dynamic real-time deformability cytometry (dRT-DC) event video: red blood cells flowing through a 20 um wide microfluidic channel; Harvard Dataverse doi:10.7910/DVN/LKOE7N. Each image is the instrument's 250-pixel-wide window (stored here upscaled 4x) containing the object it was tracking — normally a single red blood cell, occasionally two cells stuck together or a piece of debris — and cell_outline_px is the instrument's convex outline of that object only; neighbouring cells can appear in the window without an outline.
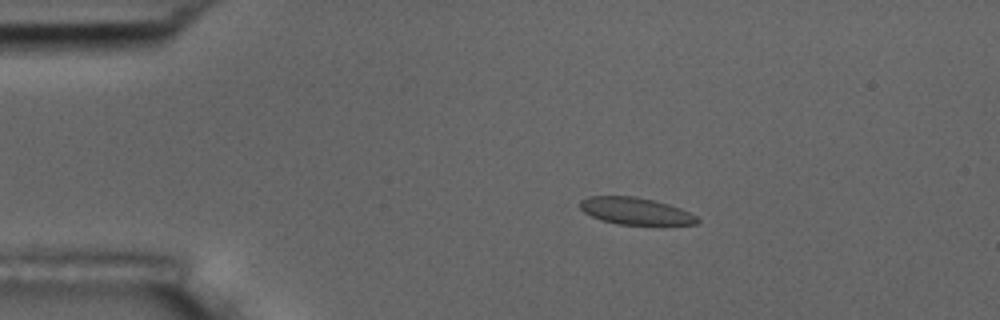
{"species": "common noctule bat (a hibernating species)", "species_latin": "Nyctalus noctula", "temperature_condition": "room temperature", "stored_images_in_passage": 9, "camera_frame_rate_fps": 3000, "um_per_image_px": 0.085, "animal": {"sex": "male", "body_mass_g": 17.5, "forearm_length_mm": 52.3}, "frame": {"image": 1, "passage_image": 3, "time_ms": 3.333, "image_size_px": [1000, 320], "cell_outline_px": [[700, 220], [696, 224], [616, 224], [600, 220], [584, 212], [580, 208], [580, 200], [588, 196], [636, 196], [668, 204], [680, 208], [696, 216]], "centroid_in_image_um": [53.97, 17.93], "position_along_channel_um": 31.0, "area_um2": 18.26}}
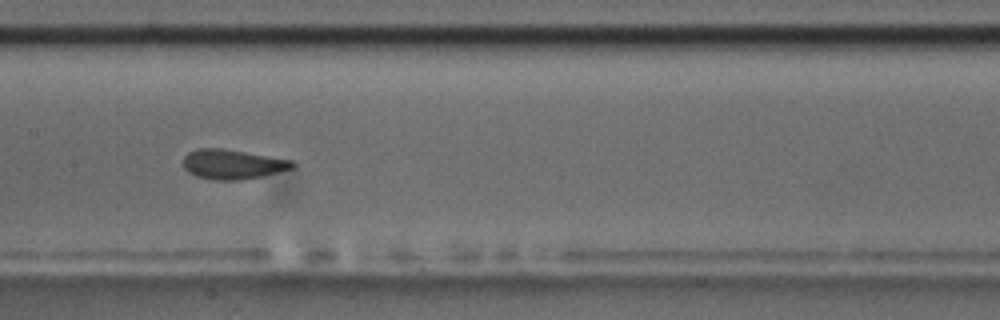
{"frame": {"image": 2, "passage_image": 8, "time_ms": 9.0, "image_size_px": [1000, 320], "cell_outline_px": [[296, 164], [292, 168], [260, 176], [240, 180], [216, 180], [196, 176], [188, 172], [184, 168], [184, 156], [188, 152], [196, 148], [220, 148], [292, 160]], "centroid_in_image_um": [19.72, 13.96], "position_along_channel_um": 187.7, "area_um2": 18.61}}
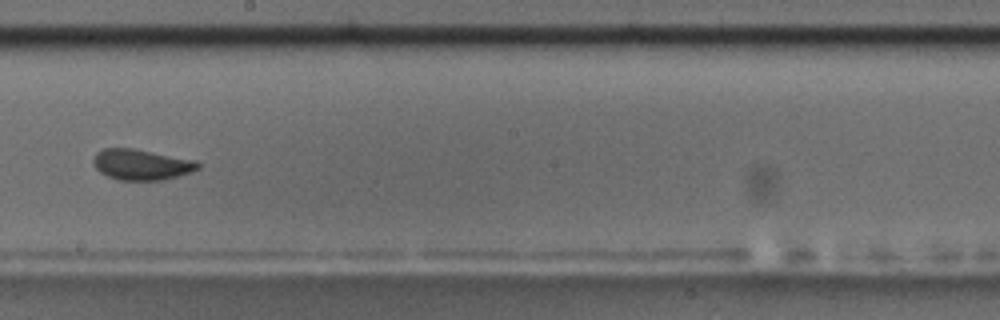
{"frame": {"image": 3, "passage_image": 9, "time_ms": 10.333, "image_size_px": [1000, 320], "cell_outline_px": [[200, 168], [192, 172], [180, 176], [164, 180], [120, 180], [108, 176], [100, 172], [96, 168], [92, 160], [96, 152], [104, 148], [132, 148], [196, 160], [200, 164]], "centroid_in_image_um": [12.04, 13.99], "position_along_channel_um": 236.2, "area_um2": 18.84}}